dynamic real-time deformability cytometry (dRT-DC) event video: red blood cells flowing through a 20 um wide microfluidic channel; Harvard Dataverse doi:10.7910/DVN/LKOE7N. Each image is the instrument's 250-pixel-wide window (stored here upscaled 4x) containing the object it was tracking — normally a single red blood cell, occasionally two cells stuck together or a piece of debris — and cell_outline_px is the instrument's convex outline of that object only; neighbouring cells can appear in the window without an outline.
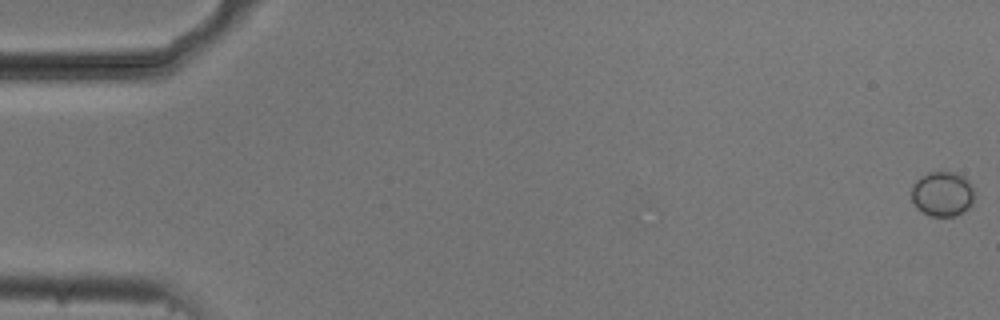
{"species": "common noctule bat (a hibernating species)", "species_latin": "Nyctalus noctula", "temperature_condition": "cold", "stored_images_in_passage": 11, "camera_frame_rate_fps": 3000, "um_per_image_px": 0.085, "animal": {"sex": "male", "body_mass_g": 20.5, "forearm_length_mm": 52.5}, "frame": {"image": 1, "passage_image": 1, "time_ms": 0.0, "image_size_px": [1000, 320], "cell_outline_px": [[976, 196], [972, 204], [964, 212], [956, 216], [932, 216], [916, 208], [912, 200], [912, 184], [920, 176], [928, 172], [952, 172], [964, 176], [968, 180]], "centroid_in_image_um": [80.12, 16.48], "position_along_channel_um": 4.9, "area_um2": 16.65}}